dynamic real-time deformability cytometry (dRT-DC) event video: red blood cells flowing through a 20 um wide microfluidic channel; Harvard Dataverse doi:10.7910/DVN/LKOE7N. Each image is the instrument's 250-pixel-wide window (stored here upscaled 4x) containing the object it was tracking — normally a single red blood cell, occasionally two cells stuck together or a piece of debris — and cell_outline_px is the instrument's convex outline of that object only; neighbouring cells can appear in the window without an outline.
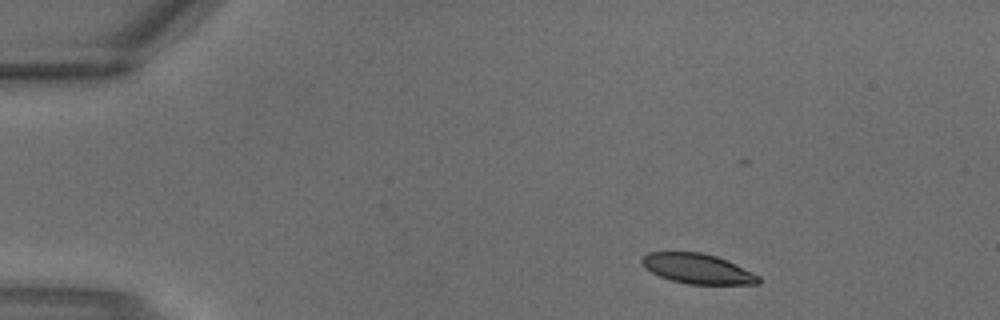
{"species": "common noctule bat (a hibernating species)", "species_latin": "Nyctalus noctula", "temperature_condition": "warm", "stored_images_in_passage": 2, "camera_frame_rate_fps": 3000, "um_per_image_px": 0.085, "animal": {"sex": "male", "body_mass_g": 18.8}, "frame": {"image": 1, "passage_image": 1, "time_ms": 0.0, "image_size_px": [1000, 320], "cell_outline_px": [[760, 284], [688, 284], [672, 280], [660, 276], [652, 272], [640, 260], [648, 252], [700, 252], [716, 256], [736, 264], [760, 276]], "centroid_in_image_um": [59.33, 22.84], "position_along_channel_um": 25.7, "area_um2": 20.11}}